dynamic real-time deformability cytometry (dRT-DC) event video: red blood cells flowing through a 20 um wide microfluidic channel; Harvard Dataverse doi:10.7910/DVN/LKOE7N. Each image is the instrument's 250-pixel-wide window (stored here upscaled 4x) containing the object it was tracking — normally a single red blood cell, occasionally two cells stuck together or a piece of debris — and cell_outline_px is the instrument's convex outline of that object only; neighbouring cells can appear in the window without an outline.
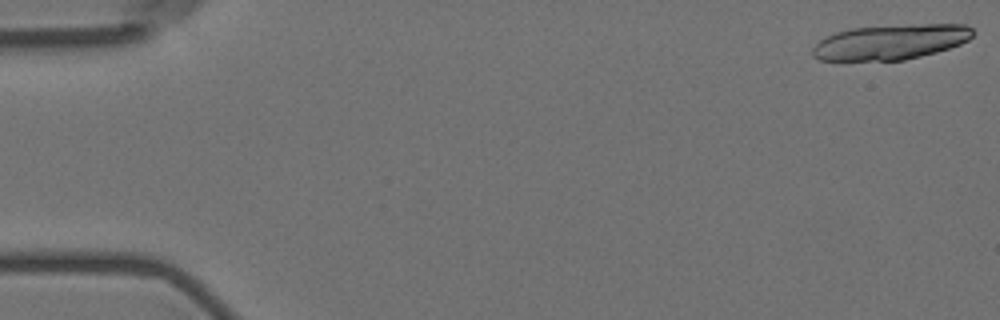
{"species": "Egyptian fruit bat (a non-hibernating species)", "species_latin": "Rousettus aegyptiacus", "temperature_condition": "room temperature", "stored_images_in_passage": 7, "camera_frame_rate_fps": 3000, "um_per_image_px": 0.085, "animal": {"sex": "female"}, "frame": {"image": 1, "passage_image": 1, "time_ms": 0.0, "image_size_px": [1000, 320], "cell_outline_px": [[972, 36], [968, 40], [960, 44], [936, 52], [904, 60], [820, 60], [812, 56], [812, 48], [820, 40], [836, 32], [852, 28], [908, 24], [964, 24], [972, 28]], "centroid_in_image_um": [75.7, 3.56], "position_along_channel_um": 9.3, "area_um2": 32.66}}
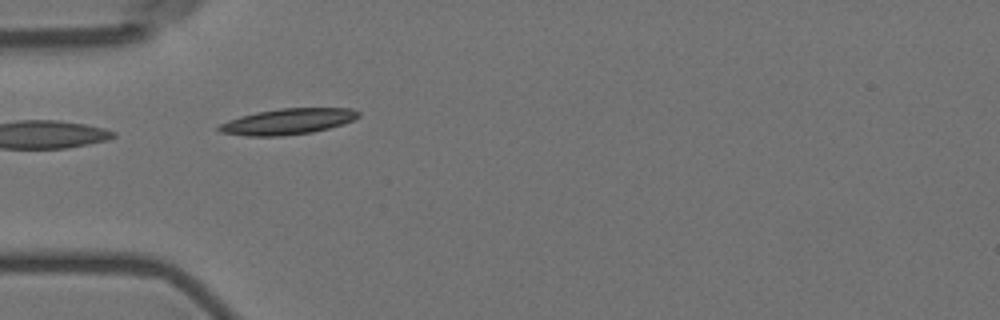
{"frame": {"image": 2, "passage_image": 6, "time_ms": 5.667, "image_size_px": [1000, 320], "cell_outline_px": [[360, 116], [344, 124], [312, 132], [280, 136], [248, 136], [220, 132], [216, 128], [220, 124], [228, 120], [240, 116], [256, 112], [280, 108], [352, 108], [360, 112]], "centroid_in_image_um": [24.46, 10.32], "position_along_channel_um": 60.5, "area_um2": 21.04}}
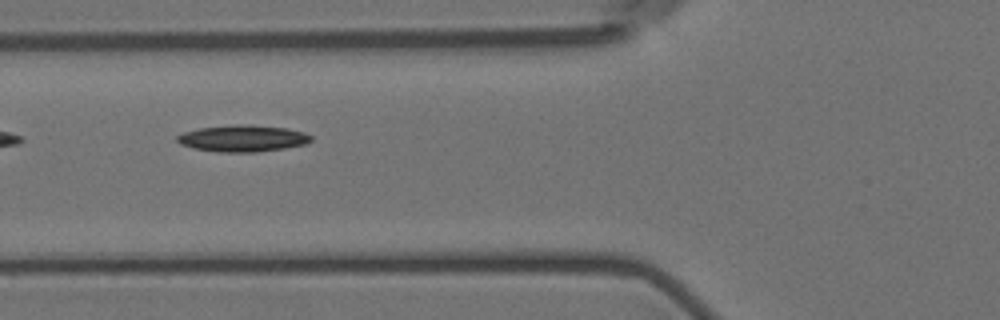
{"frame": {"image": 3, "passage_image": 7, "time_ms": 7.0, "image_size_px": [1000, 320], "cell_outline_px": [[312, 140], [304, 144], [284, 148], [256, 152], [216, 152], [196, 148], [180, 144], [176, 140], [176, 136], [184, 132], [200, 128], [240, 124], [248, 124], [288, 128], [304, 132], [312, 136]], "centroid_in_image_um": [20.64, 11.76], "position_along_channel_um": 105.2, "area_um2": 20.69}}